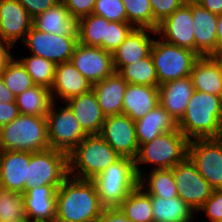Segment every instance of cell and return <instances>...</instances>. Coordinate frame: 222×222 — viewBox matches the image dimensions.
Segmentation results:
<instances>
[{
    "instance_id": "1",
    "label": "cell",
    "mask_w": 222,
    "mask_h": 222,
    "mask_svg": "<svg viewBox=\"0 0 222 222\" xmlns=\"http://www.w3.org/2000/svg\"><path fill=\"white\" fill-rule=\"evenodd\" d=\"M103 209L92 180L69 175L57 189L55 222H94Z\"/></svg>"
},
{
    "instance_id": "2",
    "label": "cell",
    "mask_w": 222,
    "mask_h": 222,
    "mask_svg": "<svg viewBox=\"0 0 222 222\" xmlns=\"http://www.w3.org/2000/svg\"><path fill=\"white\" fill-rule=\"evenodd\" d=\"M177 124L179 131L189 140L220 138L221 96L195 90Z\"/></svg>"
},
{
    "instance_id": "3",
    "label": "cell",
    "mask_w": 222,
    "mask_h": 222,
    "mask_svg": "<svg viewBox=\"0 0 222 222\" xmlns=\"http://www.w3.org/2000/svg\"><path fill=\"white\" fill-rule=\"evenodd\" d=\"M189 139L179 129L158 135L154 140L139 145L134 159L138 177L151 169H171L188 156ZM145 165V166H144Z\"/></svg>"
},
{
    "instance_id": "4",
    "label": "cell",
    "mask_w": 222,
    "mask_h": 222,
    "mask_svg": "<svg viewBox=\"0 0 222 222\" xmlns=\"http://www.w3.org/2000/svg\"><path fill=\"white\" fill-rule=\"evenodd\" d=\"M121 156L100 134H88L69 154V175L93 180Z\"/></svg>"
},
{
    "instance_id": "5",
    "label": "cell",
    "mask_w": 222,
    "mask_h": 222,
    "mask_svg": "<svg viewBox=\"0 0 222 222\" xmlns=\"http://www.w3.org/2000/svg\"><path fill=\"white\" fill-rule=\"evenodd\" d=\"M50 148L46 116L19 114L0 128V151L33 153Z\"/></svg>"
},
{
    "instance_id": "6",
    "label": "cell",
    "mask_w": 222,
    "mask_h": 222,
    "mask_svg": "<svg viewBox=\"0 0 222 222\" xmlns=\"http://www.w3.org/2000/svg\"><path fill=\"white\" fill-rule=\"evenodd\" d=\"M104 208L119 207L139 185L133 159L120 157L92 180Z\"/></svg>"
},
{
    "instance_id": "7",
    "label": "cell",
    "mask_w": 222,
    "mask_h": 222,
    "mask_svg": "<svg viewBox=\"0 0 222 222\" xmlns=\"http://www.w3.org/2000/svg\"><path fill=\"white\" fill-rule=\"evenodd\" d=\"M150 54L157 72L159 86L169 81L190 76L193 65L199 58L195 52L165 42L157 35Z\"/></svg>"
},
{
    "instance_id": "8",
    "label": "cell",
    "mask_w": 222,
    "mask_h": 222,
    "mask_svg": "<svg viewBox=\"0 0 222 222\" xmlns=\"http://www.w3.org/2000/svg\"><path fill=\"white\" fill-rule=\"evenodd\" d=\"M46 121L50 147L66 154L88 135L65 102H53Z\"/></svg>"
},
{
    "instance_id": "9",
    "label": "cell",
    "mask_w": 222,
    "mask_h": 222,
    "mask_svg": "<svg viewBox=\"0 0 222 222\" xmlns=\"http://www.w3.org/2000/svg\"><path fill=\"white\" fill-rule=\"evenodd\" d=\"M69 176L68 154L53 148L30 152L25 192L34 186L53 185L57 189Z\"/></svg>"
},
{
    "instance_id": "10",
    "label": "cell",
    "mask_w": 222,
    "mask_h": 222,
    "mask_svg": "<svg viewBox=\"0 0 222 222\" xmlns=\"http://www.w3.org/2000/svg\"><path fill=\"white\" fill-rule=\"evenodd\" d=\"M172 170L178 196L197 212L212 195L214 188L198 172L189 156Z\"/></svg>"
},
{
    "instance_id": "11",
    "label": "cell",
    "mask_w": 222,
    "mask_h": 222,
    "mask_svg": "<svg viewBox=\"0 0 222 222\" xmlns=\"http://www.w3.org/2000/svg\"><path fill=\"white\" fill-rule=\"evenodd\" d=\"M78 36H61L32 27L22 42L28 54L40 56L55 64L70 61Z\"/></svg>"
},
{
    "instance_id": "12",
    "label": "cell",
    "mask_w": 222,
    "mask_h": 222,
    "mask_svg": "<svg viewBox=\"0 0 222 222\" xmlns=\"http://www.w3.org/2000/svg\"><path fill=\"white\" fill-rule=\"evenodd\" d=\"M188 156L195 163L198 172L214 189H222L221 138L190 140Z\"/></svg>"
},
{
    "instance_id": "13",
    "label": "cell",
    "mask_w": 222,
    "mask_h": 222,
    "mask_svg": "<svg viewBox=\"0 0 222 222\" xmlns=\"http://www.w3.org/2000/svg\"><path fill=\"white\" fill-rule=\"evenodd\" d=\"M70 61L92 85L115 72L112 53L100 47L78 42Z\"/></svg>"
},
{
    "instance_id": "14",
    "label": "cell",
    "mask_w": 222,
    "mask_h": 222,
    "mask_svg": "<svg viewBox=\"0 0 222 222\" xmlns=\"http://www.w3.org/2000/svg\"><path fill=\"white\" fill-rule=\"evenodd\" d=\"M100 135L121 157L135 159L139 145L135 122L129 116H106Z\"/></svg>"
},
{
    "instance_id": "15",
    "label": "cell",
    "mask_w": 222,
    "mask_h": 222,
    "mask_svg": "<svg viewBox=\"0 0 222 222\" xmlns=\"http://www.w3.org/2000/svg\"><path fill=\"white\" fill-rule=\"evenodd\" d=\"M32 27L33 18L22 4L17 0H2L0 3V39L13 52L17 44L23 42Z\"/></svg>"
},
{
    "instance_id": "16",
    "label": "cell",
    "mask_w": 222,
    "mask_h": 222,
    "mask_svg": "<svg viewBox=\"0 0 222 222\" xmlns=\"http://www.w3.org/2000/svg\"><path fill=\"white\" fill-rule=\"evenodd\" d=\"M156 34L165 42L195 52L192 4L184 3L172 15L158 24Z\"/></svg>"
},
{
    "instance_id": "17",
    "label": "cell",
    "mask_w": 222,
    "mask_h": 222,
    "mask_svg": "<svg viewBox=\"0 0 222 222\" xmlns=\"http://www.w3.org/2000/svg\"><path fill=\"white\" fill-rule=\"evenodd\" d=\"M156 35V30L134 28L121 45L112 52L115 72L125 65L146 58L150 54Z\"/></svg>"
},
{
    "instance_id": "18",
    "label": "cell",
    "mask_w": 222,
    "mask_h": 222,
    "mask_svg": "<svg viewBox=\"0 0 222 222\" xmlns=\"http://www.w3.org/2000/svg\"><path fill=\"white\" fill-rule=\"evenodd\" d=\"M90 89H92V84L71 61L56 64L54 82L50 89L53 102H66Z\"/></svg>"
},
{
    "instance_id": "19",
    "label": "cell",
    "mask_w": 222,
    "mask_h": 222,
    "mask_svg": "<svg viewBox=\"0 0 222 222\" xmlns=\"http://www.w3.org/2000/svg\"><path fill=\"white\" fill-rule=\"evenodd\" d=\"M218 15L211 13L200 4H192V22L195 37V53L213 56L217 52Z\"/></svg>"
},
{
    "instance_id": "20",
    "label": "cell",
    "mask_w": 222,
    "mask_h": 222,
    "mask_svg": "<svg viewBox=\"0 0 222 222\" xmlns=\"http://www.w3.org/2000/svg\"><path fill=\"white\" fill-rule=\"evenodd\" d=\"M30 152L0 151V187L25 193Z\"/></svg>"
},
{
    "instance_id": "21",
    "label": "cell",
    "mask_w": 222,
    "mask_h": 222,
    "mask_svg": "<svg viewBox=\"0 0 222 222\" xmlns=\"http://www.w3.org/2000/svg\"><path fill=\"white\" fill-rule=\"evenodd\" d=\"M56 193L53 185L34 186L22 193L27 220L55 222Z\"/></svg>"
},
{
    "instance_id": "22",
    "label": "cell",
    "mask_w": 222,
    "mask_h": 222,
    "mask_svg": "<svg viewBox=\"0 0 222 222\" xmlns=\"http://www.w3.org/2000/svg\"><path fill=\"white\" fill-rule=\"evenodd\" d=\"M87 134H100L105 115L98 103L93 89L65 102Z\"/></svg>"
},
{
    "instance_id": "23",
    "label": "cell",
    "mask_w": 222,
    "mask_h": 222,
    "mask_svg": "<svg viewBox=\"0 0 222 222\" xmlns=\"http://www.w3.org/2000/svg\"><path fill=\"white\" fill-rule=\"evenodd\" d=\"M158 89L159 103L178 122L195 92L190 76L166 82Z\"/></svg>"
},
{
    "instance_id": "24",
    "label": "cell",
    "mask_w": 222,
    "mask_h": 222,
    "mask_svg": "<svg viewBox=\"0 0 222 222\" xmlns=\"http://www.w3.org/2000/svg\"><path fill=\"white\" fill-rule=\"evenodd\" d=\"M128 82L114 72L104 80L92 85L98 103L105 116L122 114L124 93Z\"/></svg>"
},
{
    "instance_id": "25",
    "label": "cell",
    "mask_w": 222,
    "mask_h": 222,
    "mask_svg": "<svg viewBox=\"0 0 222 222\" xmlns=\"http://www.w3.org/2000/svg\"><path fill=\"white\" fill-rule=\"evenodd\" d=\"M157 104H159L158 87L128 84L124 93L122 114L136 122Z\"/></svg>"
},
{
    "instance_id": "26",
    "label": "cell",
    "mask_w": 222,
    "mask_h": 222,
    "mask_svg": "<svg viewBox=\"0 0 222 222\" xmlns=\"http://www.w3.org/2000/svg\"><path fill=\"white\" fill-rule=\"evenodd\" d=\"M33 27L54 35L78 36L77 21L72 18L62 0L33 18Z\"/></svg>"
},
{
    "instance_id": "27",
    "label": "cell",
    "mask_w": 222,
    "mask_h": 222,
    "mask_svg": "<svg viewBox=\"0 0 222 222\" xmlns=\"http://www.w3.org/2000/svg\"><path fill=\"white\" fill-rule=\"evenodd\" d=\"M178 129L177 121L157 104L144 117L135 122L138 145L154 140L158 135Z\"/></svg>"
},
{
    "instance_id": "28",
    "label": "cell",
    "mask_w": 222,
    "mask_h": 222,
    "mask_svg": "<svg viewBox=\"0 0 222 222\" xmlns=\"http://www.w3.org/2000/svg\"><path fill=\"white\" fill-rule=\"evenodd\" d=\"M190 78L195 90L222 96V68L214 56H200Z\"/></svg>"
},
{
    "instance_id": "29",
    "label": "cell",
    "mask_w": 222,
    "mask_h": 222,
    "mask_svg": "<svg viewBox=\"0 0 222 222\" xmlns=\"http://www.w3.org/2000/svg\"><path fill=\"white\" fill-rule=\"evenodd\" d=\"M154 222H195L199 220L195 210L179 196L162 198L150 196Z\"/></svg>"
},
{
    "instance_id": "30",
    "label": "cell",
    "mask_w": 222,
    "mask_h": 222,
    "mask_svg": "<svg viewBox=\"0 0 222 222\" xmlns=\"http://www.w3.org/2000/svg\"><path fill=\"white\" fill-rule=\"evenodd\" d=\"M139 186L150 196H159L169 199L178 196L172 168L145 171L139 177Z\"/></svg>"
},
{
    "instance_id": "31",
    "label": "cell",
    "mask_w": 222,
    "mask_h": 222,
    "mask_svg": "<svg viewBox=\"0 0 222 222\" xmlns=\"http://www.w3.org/2000/svg\"><path fill=\"white\" fill-rule=\"evenodd\" d=\"M52 103L50 90L39 85L16 96L19 113L23 115L46 116Z\"/></svg>"
},
{
    "instance_id": "32",
    "label": "cell",
    "mask_w": 222,
    "mask_h": 222,
    "mask_svg": "<svg viewBox=\"0 0 222 222\" xmlns=\"http://www.w3.org/2000/svg\"><path fill=\"white\" fill-rule=\"evenodd\" d=\"M119 208L132 222H154L151 197L139 185L122 201Z\"/></svg>"
},
{
    "instance_id": "33",
    "label": "cell",
    "mask_w": 222,
    "mask_h": 222,
    "mask_svg": "<svg viewBox=\"0 0 222 222\" xmlns=\"http://www.w3.org/2000/svg\"><path fill=\"white\" fill-rule=\"evenodd\" d=\"M109 22L105 17L93 13L82 17L77 21L78 42L85 46L102 48Z\"/></svg>"
},
{
    "instance_id": "34",
    "label": "cell",
    "mask_w": 222,
    "mask_h": 222,
    "mask_svg": "<svg viewBox=\"0 0 222 222\" xmlns=\"http://www.w3.org/2000/svg\"><path fill=\"white\" fill-rule=\"evenodd\" d=\"M5 62L0 75L7 88L15 95L23 93L25 90L35 86L33 79L26 71L22 63L14 56Z\"/></svg>"
},
{
    "instance_id": "35",
    "label": "cell",
    "mask_w": 222,
    "mask_h": 222,
    "mask_svg": "<svg viewBox=\"0 0 222 222\" xmlns=\"http://www.w3.org/2000/svg\"><path fill=\"white\" fill-rule=\"evenodd\" d=\"M15 57L26 68L35 85L51 89L56 69L54 62L33 54L20 57L15 55Z\"/></svg>"
},
{
    "instance_id": "36",
    "label": "cell",
    "mask_w": 222,
    "mask_h": 222,
    "mask_svg": "<svg viewBox=\"0 0 222 222\" xmlns=\"http://www.w3.org/2000/svg\"><path fill=\"white\" fill-rule=\"evenodd\" d=\"M118 73L128 84L159 87L157 72L151 54L135 63L123 66Z\"/></svg>"
},
{
    "instance_id": "37",
    "label": "cell",
    "mask_w": 222,
    "mask_h": 222,
    "mask_svg": "<svg viewBox=\"0 0 222 222\" xmlns=\"http://www.w3.org/2000/svg\"><path fill=\"white\" fill-rule=\"evenodd\" d=\"M27 220L22 193L0 187V222Z\"/></svg>"
},
{
    "instance_id": "38",
    "label": "cell",
    "mask_w": 222,
    "mask_h": 222,
    "mask_svg": "<svg viewBox=\"0 0 222 222\" xmlns=\"http://www.w3.org/2000/svg\"><path fill=\"white\" fill-rule=\"evenodd\" d=\"M127 22L134 28H149L153 30V13L150 0H122Z\"/></svg>"
},
{
    "instance_id": "39",
    "label": "cell",
    "mask_w": 222,
    "mask_h": 222,
    "mask_svg": "<svg viewBox=\"0 0 222 222\" xmlns=\"http://www.w3.org/2000/svg\"><path fill=\"white\" fill-rule=\"evenodd\" d=\"M133 29L134 27L128 22L110 21L107 26L106 40H102V49L112 53Z\"/></svg>"
},
{
    "instance_id": "40",
    "label": "cell",
    "mask_w": 222,
    "mask_h": 222,
    "mask_svg": "<svg viewBox=\"0 0 222 222\" xmlns=\"http://www.w3.org/2000/svg\"><path fill=\"white\" fill-rule=\"evenodd\" d=\"M93 14L108 21L127 22V13L122 0H96Z\"/></svg>"
},
{
    "instance_id": "41",
    "label": "cell",
    "mask_w": 222,
    "mask_h": 222,
    "mask_svg": "<svg viewBox=\"0 0 222 222\" xmlns=\"http://www.w3.org/2000/svg\"><path fill=\"white\" fill-rule=\"evenodd\" d=\"M197 217H206L207 222L222 221V189H214L212 195L206 200L203 206L196 212ZM202 214L204 215L202 217Z\"/></svg>"
},
{
    "instance_id": "42",
    "label": "cell",
    "mask_w": 222,
    "mask_h": 222,
    "mask_svg": "<svg viewBox=\"0 0 222 222\" xmlns=\"http://www.w3.org/2000/svg\"><path fill=\"white\" fill-rule=\"evenodd\" d=\"M184 3V0H150L153 13V30H156L158 24L172 15Z\"/></svg>"
},
{
    "instance_id": "43",
    "label": "cell",
    "mask_w": 222,
    "mask_h": 222,
    "mask_svg": "<svg viewBox=\"0 0 222 222\" xmlns=\"http://www.w3.org/2000/svg\"><path fill=\"white\" fill-rule=\"evenodd\" d=\"M73 19L78 21L82 17L93 13L96 0H62Z\"/></svg>"
},
{
    "instance_id": "44",
    "label": "cell",
    "mask_w": 222,
    "mask_h": 222,
    "mask_svg": "<svg viewBox=\"0 0 222 222\" xmlns=\"http://www.w3.org/2000/svg\"><path fill=\"white\" fill-rule=\"evenodd\" d=\"M28 11L32 18L45 12L60 0H17Z\"/></svg>"
},
{
    "instance_id": "45",
    "label": "cell",
    "mask_w": 222,
    "mask_h": 222,
    "mask_svg": "<svg viewBox=\"0 0 222 222\" xmlns=\"http://www.w3.org/2000/svg\"><path fill=\"white\" fill-rule=\"evenodd\" d=\"M19 114L16 102H0V128L13 121Z\"/></svg>"
},
{
    "instance_id": "46",
    "label": "cell",
    "mask_w": 222,
    "mask_h": 222,
    "mask_svg": "<svg viewBox=\"0 0 222 222\" xmlns=\"http://www.w3.org/2000/svg\"><path fill=\"white\" fill-rule=\"evenodd\" d=\"M94 222H132L119 207L104 208L101 215Z\"/></svg>"
},
{
    "instance_id": "47",
    "label": "cell",
    "mask_w": 222,
    "mask_h": 222,
    "mask_svg": "<svg viewBox=\"0 0 222 222\" xmlns=\"http://www.w3.org/2000/svg\"><path fill=\"white\" fill-rule=\"evenodd\" d=\"M198 4L213 14H222V0H201Z\"/></svg>"
},
{
    "instance_id": "48",
    "label": "cell",
    "mask_w": 222,
    "mask_h": 222,
    "mask_svg": "<svg viewBox=\"0 0 222 222\" xmlns=\"http://www.w3.org/2000/svg\"><path fill=\"white\" fill-rule=\"evenodd\" d=\"M0 102H16V96L4 84L0 75Z\"/></svg>"
},
{
    "instance_id": "49",
    "label": "cell",
    "mask_w": 222,
    "mask_h": 222,
    "mask_svg": "<svg viewBox=\"0 0 222 222\" xmlns=\"http://www.w3.org/2000/svg\"><path fill=\"white\" fill-rule=\"evenodd\" d=\"M12 49L0 39V72L5 62L12 56Z\"/></svg>"
},
{
    "instance_id": "50",
    "label": "cell",
    "mask_w": 222,
    "mask_h": 222,
    "mask_svg": "<svg viewBox=\"0 0 222 222\" xmlns=\"http://www.w3.org/2000/svg\"><path fill=\"white\" fill-rule=\"evenodd\" d=\"M217 51L222 49V14L218 15L217 21Z\"/></svg>"
},
{
    "instance_id": "51",
    "label": "cell",
    "mask_w": 222,
    "mask_h": 222,
    "mask_svg": "<svg viewBox=\"0 0 222 222\" xmlns=\"http://www.w3.org/2000/svg\"><path fill=\"white\" fill-rule=\"evenodd\" d=\"M213 56L219 62L222 68V49L218 50Z\"/></svg>"
},
{
    "instance_id": "52",
    "label": "cell",
    "mask_w": 222,
    "mask_h": 222,
    "mask_svg": "<svg viewBox=\"0 0 222 222\" xmlns=\"http://www.w3.org/2000/svg\"><path fill=\"white\" fill-rule=\"evenodd\" d=\"M201 0H184L185 3H191V4H195V3H199Z\"/></svg>"
}]
</instances>
